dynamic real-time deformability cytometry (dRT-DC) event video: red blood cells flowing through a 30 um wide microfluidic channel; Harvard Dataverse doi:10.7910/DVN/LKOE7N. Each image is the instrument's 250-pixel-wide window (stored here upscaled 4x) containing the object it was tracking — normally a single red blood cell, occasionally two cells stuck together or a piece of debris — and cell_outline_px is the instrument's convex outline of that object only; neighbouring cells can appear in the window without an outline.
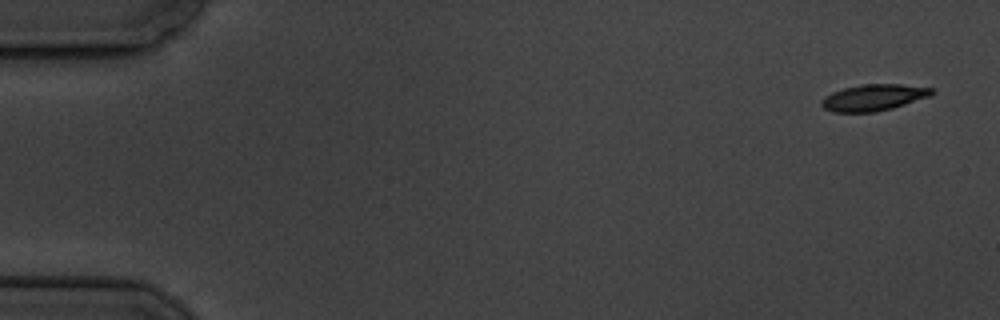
{"species": "common noctule bat (a hibernating species)", "species_latin": "Nyctalus noctula", "temperature_condition": "cold", "stored_images_in_passage": 5, "camera_frame_rate_fps": 3000, "um_per_image_px": 0.085, "animal": {"sex": "male", "body_mass_g": 19.5, "forearm_length_mm": 54.6}, "frame": {"image": 1, "passage_image": 1, "time_ms": 0.0, "image_size_px": [1000, 320], "cell_outline_px": [[936, 92], [928, 96], [892, 108], [876, 112], [832, 112], [824, 108], [820, 104], [820, 100], [824, 96], [832, 92], [844, 88], [864, 84], [900, 84], [936, 88]], "centroid_in_image_um": [74.24, 8.28], "position_along_channel_um": 10.8, "area_um2": 16.99}}
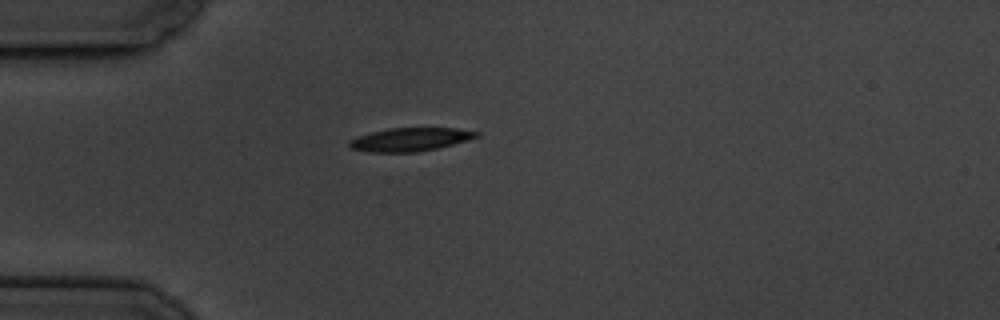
{"frame": {"image": 2, "passage_image": 5, "time_ms": 4.667, "image_size_px": [1000, 320], "cell_outline_px": [[480, 136], [468, 140], [436, 148], [416, 152], [368, 152], [348, 148], [348, 140], [372, 132], [388, 128], [456, 128], [480, 132]], "centroid_in_image_um": [34.85, 11.85], "position_along_channel_um": 50.2, "area_um2": 17.28}}